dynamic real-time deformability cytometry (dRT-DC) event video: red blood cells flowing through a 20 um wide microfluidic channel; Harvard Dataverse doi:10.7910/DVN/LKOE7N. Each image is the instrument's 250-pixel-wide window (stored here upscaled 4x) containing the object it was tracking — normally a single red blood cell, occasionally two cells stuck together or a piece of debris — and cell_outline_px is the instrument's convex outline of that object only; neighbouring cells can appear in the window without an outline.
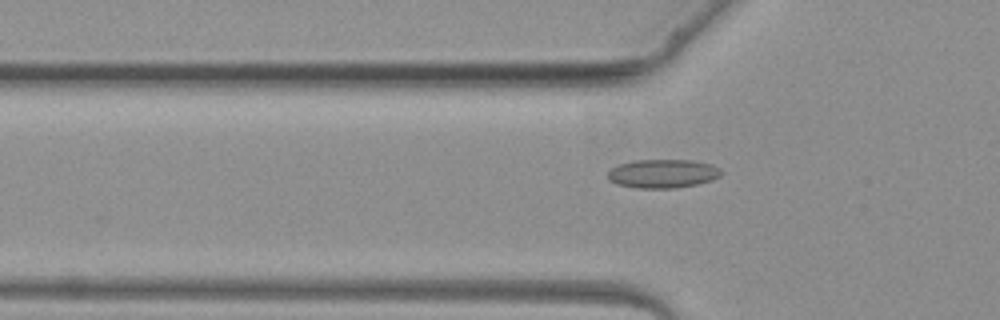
{"species": "common noctule bat (a hibernating species)", "species_latin": "Nyctalus noctula", "temperature_condition": "warm", "stored_images_in_passage": 3, "camera_frame_rate_fps": 3000, "um_per_image_px": 0.085, "animal": {"sex": "female", "body_mass_g": 19.3, "forearm_length_mm": 54.1}, "frame": {"image": 1, "passage_image": 3, "time_ms": 2.667, "image_size_px": [1000, 320], "cell_outline_px": [[724, 172], [720, 176], [712, 180], [696, 184], [672, 188], [636, 188], [616, 184], [608, 180], [608, 172], [612, 168], [620, 164], [632, 160], [692, 160], [712, 164], [720, 168]], "centroid_in_image_um": [56.35, 14.75], "position_along_channel_um": 69.5, "area_um2": 19.07}}